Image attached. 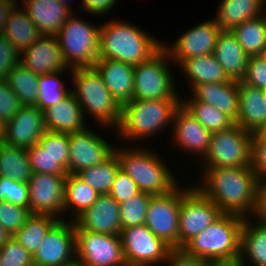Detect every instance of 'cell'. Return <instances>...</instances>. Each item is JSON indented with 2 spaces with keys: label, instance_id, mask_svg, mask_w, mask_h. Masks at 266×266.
<instances>
[{
  "label": "cell",
  "instance_id": "f5cc1de1",
  "mask_svg": "<svg viewBox=\"0 0 266 266\" xmlns=\"http://www.w3.org/2000/svg\"><path fill=\"white\" fill-rule=\"evenodd\" d=\"M119 0H81V9L91 15L103 16L117 5Z\"/></svg>",
  "mask_w": 266,
  "mask_h": 266
},
{
  "label": "cell",
  "instance_id": "f546056e",
  "mask_svg": "<svg viewBox=\"0 0 266 266\" xmlns=\"http://www.w3.org/2000/svg\"><path fill=\"white\" fill-rule=\"evenodd\" d=\"M178 67L187 77L190 91L198 84L230 81L214 54L187 58Z\"/></svg>",
  "mask_w": 266,
  "mask_h": 266
},
{
  "label": "cell",
  "instance_id": "83f0119b",
  "mask_svg": "<svg viewBox=\"0 0 266 266\" xmlns=\"http://www.w3.org/2000/svg\"><path fill=\"white\" fill-rule=\"evenodd\" d=\"M246 260L251 266H266V224L257 217L245 218L241 227L239 261L242 266L248 265Z\"/></svg>",
  "mask_w": 266,
  "mask_h": 266
},
{
  "label": "cell",
  "instance_id": "7a4b0ae2",
  "mask_svg": "<svg viewBox=\"0 0 266 266\" xmlns=\"http://www.w3.org/2000/svg\"><path fill=\"white\" fill-rule=\"evenodd\" d=\"M101 24L99 59H112L136 66L149 60L163 47V42L156 36L130 22L112 18Z\"/></svg>",
  "mask_w": 266,
  "mask_h": 266
},
{
  "label": "cell",
  "instance_id": "cb8c5ba5",
  "mask_svg": "<svg viewBox=\"0 0 266 266\" xmlns=\"http://www.w3.org/2000/svg\"><path fill=\"white\" fill-rule=\"evenodd\" d=\"M23 8L42 35H56L73 9L56 0H23Z\"/></svg>",
  "mask_w": 266,
  "mask_h": 266
},
{
  "label": "cell",
  "instance_id": "30bf717a",
  "mask_svg": "<svg viewBox=\"0 0 266 266\" xmlns=\"http://www.w3.org/2000/svg\"><path fill=\"white\" fill-rule=\"evenodd\" d=\"M221 214L220 208L195 185L181 187L179 249L208 228Z\"/></svg>",
  "mask_w": 266,
  "mask_h": 266
},
{
  "label": "cell",
  "instance_id": "5bb4252c",
  "mask_svg": "<svg viewBox=\"0 0 266 266\" xmlns=\"http://www.w3.org/2000/svg\"><path fill=\"white\" fill-rule=\"evenodd\" d=\"M34 266H63L76 260L75 223L59 220L32 256Z\"/></svg>",
  "mask_w": 266,
  "mask_h": 266
},
{
  "label": "cell",
  "instance_id": "7c38bea8",
  "mask_svg": "<svg viewBox=\"0 0 266 266\" xmlns=\"http://www.w3.org/2000/svg\"><path fill=\"white\" fill-rule=\"evenodd\" d=\"M181 188L179 185L167 194L150 199L145 225L171 249H179V212Z\"/></svg>",
  "mask_w": 266,
  "mask_h": 266
},
{
  "label": "cell",
  "instance_id": "91938a15",
  "mask_svg": "<svg viewBox=\"0 0 266 266\" xmlns=\"http://www.w3.org/2000/svg\"><path fill=\"white\" fill-rule=\"evenodd\" d=\"M63 266H85L84 264H82L81 262L75 260L69 264L63 265Z\"/></svg>",
  "mask_w": 266,
  "mask_h": 266
},
{
  "label": "cell",
  "instance_id": "2e32d148",
  "mask_svg": "<svg viewBox=\"0 0 266 266\" xmlns=\"http://www.w3.org/2000/svg\"><path fill=\"white\" fill-rule=\"evenodd\" d=\"M220 32L221 29L215 20L210 19L186 30L171 45L163 42L162 46L169 54L171 64L174 62L178 66L187 58L214 54L216 40Z\"/></svg>",
  "mask_w": 266,
  "mask_h": 266
},
{
  "label": "cell",
  "instance_id": "ffe728a7",
  "mask_svg": "<svg viewBox=\"0 0 266 266\" xmlns=\"http://www.w3.org/2000/svg\"><path fill=\"white\" fill-rule=\"evenodd\" d=\"M75 230L120 236V204L109 194H99L95 203L75 220Z\"/></svg>",
  "mask_w": 266,
  "mask_h": 266
},
{
  "label": "cell",
  "instance_id": "f907efd6",
  "mask_svg": "<svg viewBox=\"0 0 266 266\" xmlns=\"http://www.w3.org/2000/svg\"><path fill=\"white\" fill-rule=\"evenodd\" d=\"M19 63L20 52L3 34H0V79H5Z\"/></svg>",
  "mask_w": 266,
  "mask_h": 266
},
{
  "label": "cell",
  "instance_id": "bcb514c9",
  "mask_svg": "<svg viewBox=\"0 0 266 266\" xmlns=\"http://www.w3.org/2000/svg\"><path fill=\"white\" fill-rule=\"evenodd\" d=\"M21 103L5 79H0V124L4 126L18 112Z\"/></svg>",
  "mask_w": 266,
  "mask_h": 266
},
{
  "label": "cell",
  "instance_id": "1f68e13d",
  "mask_svg": "<svg viewBox=\"0 0 266 266\" xmlns=\"http://www.w3.org/2000/svg\"><path fill=\"white\" fill-rule=\"evenodd\" d=\"M98 196L99 194L95 189L76 175L67 174L65 177L64 214L65 211L67 213L69 211L70 220L74 221L80 214L95 203Z\"/></svg>",
  "mask_w": 266,
  "mask_h": 266
},
{
  "label": "cell",
  "instance_id": "e0dca14e",
  "mask_svg": "<svg viewBox=\"0 0 266 266\" xmlns=\"http://www.w3.org/2000/svg\"><path fill=\"white\" fill-rule=\"evenodd\" d=\"M101 136L88 128L69 133L68 174L76 175L81 170L102 163L114 153L115 146Z\"/></svg>",
  "mask_w": 266,
  "mask_h": 266
},
{
  "label": "cell",
  "instance_id": "4316f807",
  "mask_svg": "<svg viewBox=\"0 0 266 266\" xmlns=\"http://www.w3.org/2000/svg\"><path fill=\"white\" fill-rule=\"evenodd\" d=\"M214 56L230 80L242 81L247 73L249 55L228 30H221L214 49Z\"/></svg>",
  "mask_w": 266,
  "mask_h": 266
},
{
  "label": "cell",
  "instance_id": "db71d44e",
  "mask_svg": "<svg viewBox=\"0 0 266 266\" xmlns=\"http://www.w3.org/2000/svg\"><path fill=\"white\" fill-rule=\"evenodd\" d=\"M17 3L16 0H0V34L4 32L6 21L12 10L18 6Z\"/></svg>",
  "mask_w": 266,
  "mask_h": 266
},
{
  "label": "cell",
  "instance_id": "52a82bcc",
  "mask_svg": "<svg viewBox=\"0 0 266 266\" xmlns=\"http://www.w3.org/2000/svg\"><path fill=\"white\" fill-rule=\"evenodd\" d=\"M74 13L55 36L67 68H91L99 59L100 25L94 26Z\"/></svg>",
  "mask_w": 266,
  "mask_h": 266
},
{
  "label": "cell",
  "instance_id": "7bdbcfd3",
  "mask_svg": "<svg viewBox=\"0 0 266 266\" xmlns=\"http://www.w3.org/2000/svg\"><path fill=\"white\" fill-rule=\"evenodd\" d=\"M32 173L67 175V171L38 144L27 148Z\"/></svg>",
  "mask_w": 266,
  "mask_h": 266
},
{
  "label": "cell",
  "instance_id": "8d00e7d4",
  "mask_svg": "<svg viewBox=\"0 0 266 266\" xmlns=\"http://www.w3.org/2000/svg\"><path fill=\"white\" fill-rule=\"evenodd\" d=\"M39 75L27 69L21 63L16 65L8 76L6 82L19 98L21 105L36 106L39 92Z\"/></svg>",
  "mask_w": 266,
  "mask_h": 266
},
{
  "label": "cell",
  "instance_id": "b9f144b4",
  "mask_svg": "<svg viewBox=\"0 0 266 266\" xmlns=\"http://www.w3.org/2000/svg\"><path fill=\"white\" fill-rule=\"evenodd\" d=\"M30 209L0 201V225L13 236L31 217Z\"/></svg>",
  "mask_w": 266,
  "mask_h": 266
},
{
  "label": "cell",
  "instance_id": "681fc988",
  "mask_svg": "<svg viewBox=\"0 0 266 266\" xmlns=\"http://www.w3.org/2000/svg\"><path fill=\"white\" fill-rule=\"evenodd\" d=\"M242 82L266 91V60L262 56H249L247 73Z\"/></svg>",
  "mask_w": 266,
  "mask_h": 266
},
{
  "label": "cell",
  "instance_id": "ba28073f",
  "mask_svg": "<svg viewBox=\"0 0 266 266\" xmlns=\"http://www.w3.org/2000/svg\"><path fill=\"white\" fill-rule=\"evenodd\" d=\"M170 57L162 47L149 60L134 66V99H182L169 68Z\"/></svg>",
  "mask_w": 266,
  "mask_h": 266
},
{
  "label": "cell",
  "instance_id": "ac0fdd59",
  "mask_svg": "<svg viewBox=\"0 0 266 266\" xmlns=\"http://www.w3.org/2000/svg\"><path fill=\"white\" fill-rule=\"evenodd\" d=\"M45 131L43 112L36 106L22 105L3 126L2 142L27 149L37 144Z\"/></svg>",
  "mask_w": 266,
  "mask_h": 266
},
{
  "label": "cell",
  "instance_id": "9f6ffc18",
  "mask_svg": "<svg viewBox=\"0 0 266 266\" xmlns=\"http://www.w3.org/2000/svg\"><path fill=\"white\" fill-rule=\"evenodd\" d=\"M207 266H242L239 259L228 261H208Z\"/></svg>",
  "mask_w": 266,
  "mask_h": 266
},
{
  "label": "cell",
  "instance_id": "be15d7a7",
  "mask_svg": "<svg viewBox=\"0 0 266 266\" xmlns=\"http://www.w3.org/2000/svg\"><path fill=\"white\" fill-rule=\"evenodd\" d=\"M2 129H3V126L0 124V142L2 141Z\"/></svg>",
  "mask_w": 266,
  "mask_h": 266
},
{
  "label": "cell",
  "instance_id": "816d5d0a",
  "mask_svg": "<svg viewBox=\"0 0 266 266\" xmlns=\"http://www.w3.org/2000/svg\"><path fill=\"white\" fill-rule=\"evenodd\" d=\"M165 264L166 266H207L208 261L189 255L183 249H171Z\"/></svg>",
  "mask_w": 266,
  "mask_h": 266
},
{
  "label": "cell",
  "instance_id": "680465c9",
  "mask_svg": "<svg viewBox=\"0 0 266 266\" xmlns=\"http://www.w3.org/2000/svg\"><path fill=\"white\" fill-rule=\"evenodd\" d=\"M252 137H266V120L260 129L256 133L252 134Z\"/></svg>",
  "mask_w": 266,
  "mask_h": 266
},
{
  "label": "cell",
  "instance_id": "8992f818",
  "mask_svg": "<svg viewBox=\"0 0 266 266\" xmlns=\"http://www.w3.org/2000/svg\"><path fill=\"white\" fill-rule=\"evenodd\" d=\"M69 72L74 84L71 92L81 105L84 117L90 114L89 117H93L102 128L106 126L116 129L121 120V106L113 98L96 69L76 68Z\"/></svg>",
  "mask_w": 266,
  "mask_h": 266
},
{
  "label": "cell",
  "instance_id": "7dc6e473",
  "mask_svg": "<svg viewBox=\"0 0 266 266\" xmlns=\"http://www.w3.org/2000/svg\"><path fill=\"white\" fill-rule=\"evenodd\" d=\"M250 165L258 182L266 184V137H252Z\"/></svg>",
  "mask_w": 266,
  "mask_h": 266
},
{
  "label": "cell",
  "instance_id": "277c9868",
  "mask_svg": "<svg viewBox=\"0 0 266 266\" xmlns=\"http://www.w3.org/2000/svg\"><path fill=\"white\" fill-rule=\"evenodd\" d=\"M124 148H114L120 169L130 176L141 192L162 195L181 185L168 169L167 164H164V159L160 158L155 151L147 147L137 149V147L124 146Z\"/></svg>",
  "mask_w": 266,
  "mask_h": 266
},
{
  "label": "cell",
  "instance_id": "ab89813d",
  "mask_svg": "<svg viewBox=\"0 0 266 266\" xmlns=\"http://www.w3.org/2000/svg\"><path fill=\"white\" fill-rule=\"evenodd\" d=\"M152 194L140 192L120 204L122 229L145 224L147 209Z\"/></svg>",
  "mask_w": 266,
  "mask_h": 266
},
{
  "label": "cell",
  "instance_id": "f1b7e54d",
  "mask_svg": "<svg viewBox=\"0 0 266 266\" xmlns=\"http://www.w3.org/2000/svg\"><path fill=\"white\" fill-rule=\"evenodd\" d=\"M220 2L216 17L213 19L221 30L230 31L244 21L266 13V0H221Z\"/></svg>",
  "mask_w": 266,
  "mask_h": 266
},
{
  "label": "cell",
  "instance_id": "4fadbf2b",
  "mask_svg": "<svg viewBox=\"0 0 266 266\" xmlns=\"http://www.w3.org/2000/svg\"><path fill=\"white\" fill-rule=\"evenodd\" d=\"M76 260L85 266H127L120 236L75 230Z\"/></svg>",
  "mask_w": 266,
  "mask_h": 266
},
{
  "label": "cell",
  "instance_id": "4dcf8cb0",
  "mask_svg": "<svg viewBox=\"0 0 266 266\" xmlns=\"http://www.w3.org/2000/svg\"><path fill=\"white\" fill-rule=\"evenodd\" d=\"M2 34L20 53L42 36L25 9L17 6L7 19Z\"/></svg>",
  "mask_w": 266,
  "mask_h": 266
},
{
  "label": "cell",
  "instance_id": "c3c4849f",
  "mask_svg": "<svg viewBox=\"0 0 266 266\" xmlns=\"http://www.w3.org/2000/svg\"><path fill=\"white\" fill-rule=\"evenodd\" d=\"M140 192L138 186L130 176L123 170L119 169L108 194L118 203H121L129 200V198H132V196H135Z\"/></svg>",
  "mask_w": 266,
  "mask_h": 266
},
{
  "label": "cell",
  "instance_id": "603a6c76",
  "mask_svg": "<svg viewBox=\"0 0 266 266\" xmlns=\"http://www.w3.org/2000/svg\"><path fill=\"white\" fill-rule=\"evenodd\" d=\"M46 131L55 133H76L87 128L81 105L71 92L58 104L43 111Z\"/></svg>",
  "mask_w": 266,
  "mask_h": 266
},
{
  "label": "cell",
  "instance_id": "74e56055",
  "mask_svg": "<svg viewBox=\"0 0 266 266\" xmlns=\"http://www.w3.org/2000/svg\"><path fill=\"white\" fill-rule=\"evenodd\" d=\"M119 169L118 158L113 153L102 163L81 170L76 176L95 189L98 194H108Z\"/></svg>",
  "mask_w": 266,
  "mask_h": 266
},
{
  "label": "cell",
  "instance_id": "8fae6325",
  "mask_svg": "<svg viewBox=\"0 0 266 266\" xmlns=\"http://www.w3.org/2000/svg\"><path fill=\"white\" fill-rule=\"evenodd\" d=\"M120 239L127 266L165 264L171 251L145 224L122 229Z\"/></svg>",
  "mask_w": 266,
  "mask_h": 266
},
{
  "label": "cell",
  "instance_id": "6da1fadb",
  "mask_svg": "<svg viewBox=\"0 0 266 266\" xmlns=\"http://www.w3.org/2000/svg\"><path fill=\"white\" fill-rule=\"evenodd\" d=\"M201 175L195 186L222 213L244 218L256 216L261 184L251 166L207 168Z\"/></svg>",
  "mask_w": 266,
  "mask_h": 266
},
{
  "label": "cell",
  "instance_id": "d6a6232c",
  "mask_svg": "<svg viewBox=\"0 0 266 266\" xmlns=\"http://www.w3.org/2000/svg\"><path fill=\"white\" fill-rule=\"evenodd\" d=\"M266 14V13H265ZM246 20L230 31L249 56L261 55L266 47V15Z\"/></svg>",
  "mask_w": 266,
  "mask_h": 266
},
{
  "label": "cell",
  "instance_id": "836d02e7",
  "mask_svg": "<svg viewBox=\"0 0 266 266\" xmlns=\"http://www.w3.org/2000/svg\"><path fill=\"white\" fill-rule=\"evenodd\" d=\"M32 169L27 149L10 146L0 142V176L15 181L28 182Z\"/></svg>",
  "mask_w": 266,
  "mask_h": 266
},
{
  "label": "cell",
  "instance_id": "60d3db41",
  "mask_svg": "<svg viewBox=\"0 0 266 266\" xmlns=\"http://www.w3.org/2000/svg\"><path fill=\"white\" fill-rule=\"evenodd\" d=\"M69 134L45 131L37 144L67 171L69 164Z\"/></svg>",
  "mask_w": 266,
  "mask_h": 266
},
{
  "label": "cell",
  "instance_id": "6f0895ef",
  "mask_svg": "<svg viewBox=\"0 0 266 266\" xmlns=\"http://www.w3.org/2000/svg\"><path fill=\"white\" fill-rule=\"evenodd\" d=\"M11 238L12 236L8 233V231L0 225V248Z\"/></svg>",
  "mask_w": 266,
  "mask_h": 266
},
{
  "label": "cell",
  "instance_id": "3957f363",
  "mask_svg": "<svg viewBox=\"0 0 266 266\" xmlns=\"http://www.w3.org/2000/svg\"><path fill=\"white\" fill-rule=\"evenodd\" d=\"M180 104L181 99L131 100L121 106V120L116 128L121 137L119 140L140 142L166 131V126H172Z\"/></svg>",
  "mask_w": 266,
  "mask_h": 266
},
{
  "label": "cell",
  "instance_id": "9c48e42d",
  "mask_svg": "<svg viewBox=\"0 0 266 266\" xmlns=\"http://www.w3.org/2000/svg\"><path fill=\"white\" fill-rule=\"evenodd\" d=\"M252 133L236 123L230 128L212 133L209 150L200 162L201 169L251 166Z\"/></svg>",
  "mask_w": 266,
  "mask_h": 266
},
{
  "label": "cell",
  "instance_id": "d6986e66",
  "mask_svg": "<svg viewBox=\"0 0 266 266\" xmlns=\"http://www.w3.org/2000/svg\"><path fill=\"white\" fill-rule=\"evenodd\" d=\"M171 132L173 143L178 150H184L201 161L209 150L212 133L205 129L199 121L182 105L176 109ZM196 153V154H195Z\"/></svg>",
  "mask_w": 266,
  "mask_h": 266
},
{
  "label": "cell",
  "instance_id": "11a10c76",
  "mask_svg": "<svg viewBox=\"0 0 266 266\" xmlns=\"http://www.w3.org/2000/svg\"><path fill=\"white\" fill-rule=\"evenodd\" d=\"M255 217L266 224V184L261 185L259 191V207Z\"/></svg>",
  "mask_w": 266,
  "mask_h": 266
},
{
  "label": "cell",
  "instance_id": "9a60e30c",
  "mask_svg": "<svg viewBox=\"0 0 266 266\" xmlns=\"http://www.w3.org/2000/svg\"><path fill=\"white\" fill-rule=\"evenodd\" d=\"M66 175L32 173L28 180L29 209L34 215H49L58 220L64 214Z\"/></svg>",
  "mask_w": 266,
  "mask_h": 266
},
{
  "label": "cell",
  "instance_id": "f35d334b",
  "mask_svg": "<svg viewBox=\"0 0 266 266\" xmlns=\"http://www.w3.org/2000/svg\"><path fill=\"white\" fill-rule=\"evenodd\" d=\"M65 71L68 70L39 75V92L36 100V107L42 112L48 107L58 104L71 93V88L69 89L65 86V83L62 82L61 79L62 75L66 73Z\"/></svg>",
  "mask_w": 266,
  "mask_h": 266
},
{
  "label": "cell",
  "instance_id": "e575fe53",
  "mask_svg": "<svg viewBox=\"0 0 266 266\" xmlns=\"http://www.w3.org/2000/svg\"><path fill=\"white\" fill-rule=\"evenodd\" d=\"M58 221L53 216L32 214L12 238L33 256L44 236Z\"/></svg>",
  "mask_w": 266,
  "mask_h": 266
},
{
  "label": "cell",
  "instance_id": "f6af8a7d",
  "mask_svg": "<svg viewBox=\"0 0 266 266\" xmlns=\"http://www.w3.org/2000/svg\"><path fill=\"white\" fill-rule=\"evenodd\" d=\"M1 266H34L31 254L13 238L1 248Z\"/></svg>",
  "mask_w": 266,
  "mask_h": 266
},
{
  "label": "cell",
  "instance_id": "ee69618b",
  "mask_svg": "<svg viewBox=\"0 0 266 266\" xmlns=\"http://www.w3.org/2000/svg\"><path fill=\"white\" fill-rule=\"evenodd\" d=\"M0 201L29 209L28 183L0 176Z\"/></svg>",
  "mask_w": 266,
  "mask_h": 266
},
{
  "label": "cell",
  "instance_id": "6125c7cd",
  "mask_svg": "<svg viewBox=\"0 0 266 266\" xmlns=\"http://www.w3.org/2000/svg\"><path fill=\"white\" fill-rule=\"evenodd\" d=\"M260 56H262L266 60V47L264 48V50Z\"/></svg>",
  "mask_w": 266,
  "mask_h": 266
},
{
  "label": "cell",
  "instance_id": "7402d4cb",
  "mask_svg": "<svg viewBox=\"0 0 266 266\" xmlns=\"http://www.w3.org/2000/svg\"><path fill=\"white\" fill-rule=\"evenodd\" d=\"M93 67L120 106L134 100V66L112 59H98Z\"/></svg>",
  "mask_w": 266,
  "mask_h": 266
},
{
  "label": "cell",
  "instance_id": "d4e9b609",
  "mask_svg": "<svg viewBox=\"0 0 266 266\" xmlns=\"http://www.w3.org/2000/svg\"><path fill=\"white\" fill-rule=\"evenodd\" d=\"M239 112L236 124L256 133L266 120V92L263 89L238 81Z\"/></svg>",
  "mask_w": 266,
  "mask_h": 266
},
{
  "label": "cell",
  "instance_id": "484cf974",
  "mask_svg": "<svg viewBox=\"0 0 266 266\" xmlns=\"http://www.w3.org/2000/svg\"><path fill=\"white\" fill-rule=\"evenodd\" d=\"M191 93L196 100L212 105L236 122L239 112L238 81L198 84Z\"/></svg>",
  "mask_w": 266,
  "mask_h": 266
},
{
  "label": "cell",
  "instance_id": "44dd1931",
  "mask_svg": "<svg viewBox=\"0 0 266 266\" xmlns=\"http://www.w3.org/2000/svg\"><path fill=\"white\" fill-rule=\"evenodd\" d=\"M20 63L37 75L69 69L54 35H42L29 48L23 50L20 53Z\"/></svg>",
  "mask_w": 266,
  "mask_h": 266
},
{
  "label": "cell",
  "instance_id": "5b68a950",
  "mask_svg": "<svg viewBox=\"0 0 266 266\" xmlns=\"http://www.w3.org/2000/svg\"><path fill=\"white\" fill-rule=\"evenodd\" d=\"M244 217L222 213L219 218L190 240L182 249L207 261L239 259Z\"/></svg>",
  "mask_w": 266,
  "mask_h": 266
},
{
  "label": "cell",
  "instance_id": "d590c367",
  "mask_svg": "<svg viewBox=\"0 0 266 266\" xmlns=\"http://www.w3.org/2000/svg\"><path fill=\"white\" fill-rule=\"evenodd\" d=\"M181 99V104L211 133L226 130L235 122L225 113L205 102L196 100L192 95Z\"/></svg>",
  "mask_w": 266,
  "mask_h": 266
},
{
  "label": "cell",
  "instance_id": "94428289",
  "mask_svg": "<svg viewBox=\"0 0 266 266\" xmlns=\"http://www.w3.org/2000/svg\"><path fill=\"white\" fill-rule=\"evenodd\" d=\"M56 1H58L61 4H64V5L68 6L69 8H71L70 3L67 0H56Z\"/></svg>",
  "mask_w": 266,
  "mask_h": 266
}]
</instances>
